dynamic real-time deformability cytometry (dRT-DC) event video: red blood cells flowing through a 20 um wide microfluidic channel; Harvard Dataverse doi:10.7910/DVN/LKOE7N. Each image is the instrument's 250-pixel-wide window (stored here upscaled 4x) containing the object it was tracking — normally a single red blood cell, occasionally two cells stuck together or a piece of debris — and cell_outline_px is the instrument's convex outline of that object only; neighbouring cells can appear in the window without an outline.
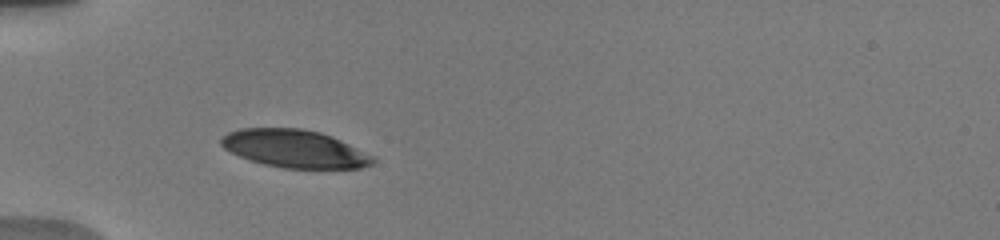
{"species": "human", "species_latin": "Homo sapiens", "temperature_condition": "warm", "stored_images_in_passage": 11, "camera_frame_rate_fps": 3000, "um_per_image_px": 0.085, "donor": {"sex": "male"}, "frame": {"image": 1, "passage_image": 1, "time_ms": 0.0, "image_size_px": [1000, 240], "cell_outline_px": [[376, 160], [372, 164], [360, 168], [284, 168], [264, 164], [240, 156], [224, 148], [220, 144], [220, 136], [228, 132], [240, 128], [300, 128], [320, 132], [332, 136], [376, 156]], "centroid_in_image_um": [25.06, 12.63], "position_along_channel_um": 59.9, "area_um2": 33.52}}